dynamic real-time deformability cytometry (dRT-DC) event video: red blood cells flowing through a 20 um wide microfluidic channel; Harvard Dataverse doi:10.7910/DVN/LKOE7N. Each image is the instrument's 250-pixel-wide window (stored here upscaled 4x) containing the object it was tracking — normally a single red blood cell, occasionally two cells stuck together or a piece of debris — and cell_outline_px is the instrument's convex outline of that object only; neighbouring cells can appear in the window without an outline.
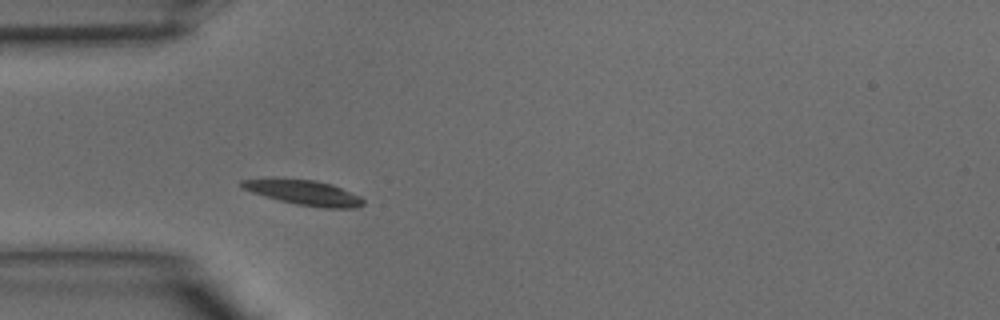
{"species": "common noctule bat (a hibernating species)", "species_latin": "Nyctalus noctula", "temperature_condition": "warm", "stored_images_in_passage": 29, "camera_frame_rate_fps": 3000, "um_per_image_px": 0.085, "animal": {"sex": "male", "body_mass_g": 15.6}, "frame": {"image": 1, "passage_image": 1, "time_ms": 0.0, "image_size_px": [1000, 320], "cell_outline_px": [[364, 204], [356, 208], [324, 208], [296, 204], [264, 196], [240, 188], [240, 180], [276, 176], [316, 180], [332, 184], [360, 196], [364, 200]], "centroid_in_image_um": [25.76, 16.33], "position_along_channel_um": 59.2, "area_um2": 18.26}}
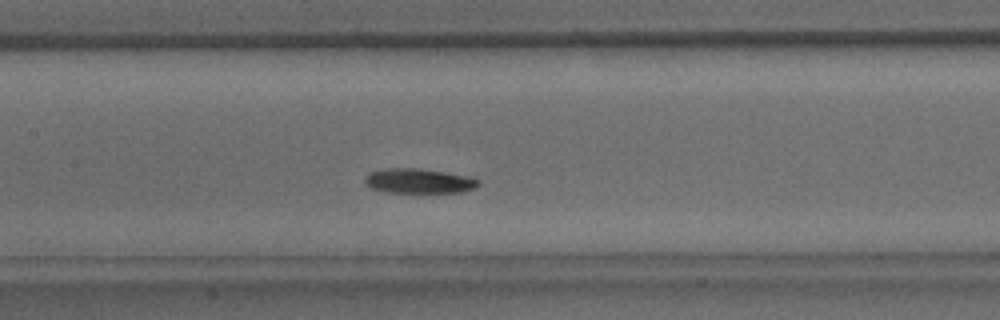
{"frame": {"image": 2, "passage_image": 8, "time_ms": 2.333, "image_size_px": [1000, 320], "cell_outline_px": [[480, 184], [476, 188], [464, 192], [384, 192], [372, 188], [364, 184], [364, 176], [368, 172], [388, 168], [416, 168], [472, 176], [480, 180]], "centroid_in_image_um": [35.61, 15.38], "position_along_channel_um": 171.8, "area_um2": 16.59}}
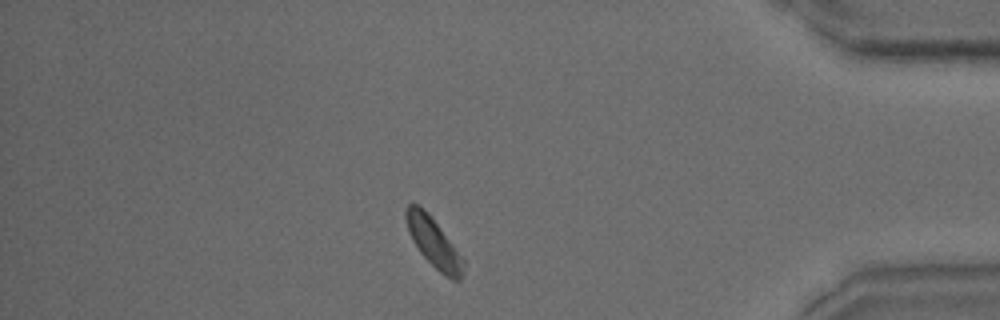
{"frame": {"image": 3, "passage_image": 24, "time_ms": 7.667, "image_size_px": [1000, 320], "cell_outline_px": [[464, 276], [460, 280], [452, 280], [444, 276], [420, 252], [412, 240], [408, 232], [404, 216], [404, 212], [408, 204], [412, 200], [428, 212], [464, 260]], "centroid_in_image_um": [36.83, 20.6], "position_along_channel_um": 398.4, "area_um2": 16.53}}